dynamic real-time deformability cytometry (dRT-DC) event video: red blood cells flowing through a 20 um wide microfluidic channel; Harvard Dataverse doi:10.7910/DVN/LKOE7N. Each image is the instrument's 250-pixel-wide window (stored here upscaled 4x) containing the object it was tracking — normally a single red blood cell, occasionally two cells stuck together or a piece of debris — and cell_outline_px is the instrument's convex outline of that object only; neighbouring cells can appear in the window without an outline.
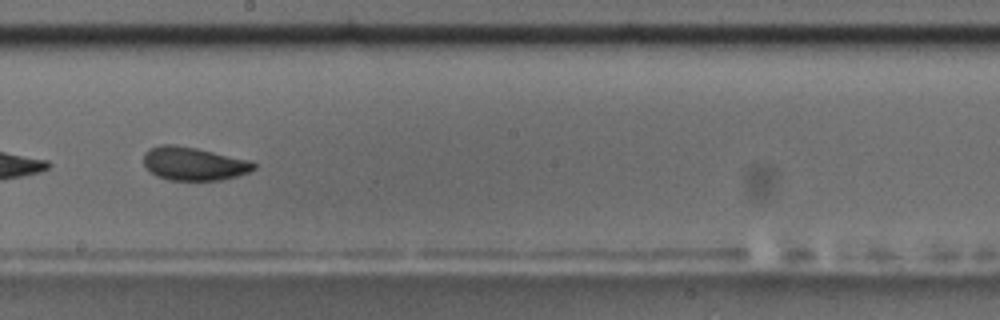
{"species": "common noctule bat (a hibernating species)", "species_latin": "Nyctalus noctula", "temperature_condition": "room temperature", "stored_images_in_passage": 15, "camera_frame_rate_fps": 3000, "um_per_image_px": 0.085, "animal": {"sex": "male", "body_mass_g": 17.5, "forearm_length_mm": 52.3}, "frame": {"image": 1, "passage_image": 9, "time_ms": 9.667, "image_size_px": [1000, 320], "cell_outline_px": [[256, 168], [248, 172], [236, 176], [220, 180], [168, 180], [156, 176], [144, 168], [144, 152], [148, 148], [160, 144], [176, 144], [196, 148], [252, 160], [256, 164]], "centroid_in_image_um": [16.44, 13.9], "position_along_channel_um": 231.8, "area_um2": 21.73}, "authors_computed_cell_mechanics": {"area_um2": 22.1952, "velocity_mm_per_s": 3.443, "shape_relaxation_time_tau1_ms": 5.8441, "shape_relaxation_time_tau2_ms": 2.6459, "deformation_change_tau1": 0.1063, "deformation_change_tau2": 0.0512}}